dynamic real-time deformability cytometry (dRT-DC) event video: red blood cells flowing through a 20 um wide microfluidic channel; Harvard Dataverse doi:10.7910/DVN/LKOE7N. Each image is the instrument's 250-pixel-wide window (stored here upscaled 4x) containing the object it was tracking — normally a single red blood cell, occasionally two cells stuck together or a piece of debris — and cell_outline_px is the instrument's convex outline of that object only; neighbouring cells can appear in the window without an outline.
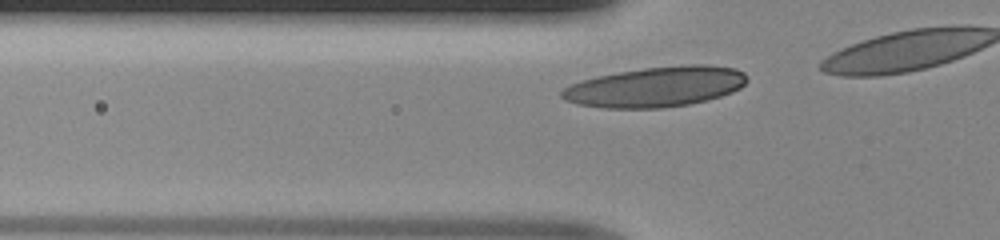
{"species": "human", "species_latin": "Homo sapiens", "temperature_condition": "room temperature", "stored_images_in_passage": 7, "camera_frame_rate_fps": 3000, "um_per_image_px": 0.085, "donor": {"sex": "male"}, "frame": {"image": 1, "passage_image": 2, "time_ms": 0.333, "image_size_px": [1000, 240], "cell_outline_px": [[748, 80], [740, 88], [732, 92], [708, 100], [688, 104], [660, 108], [604, 108], [576, 104], [564, 100], [560, 96], [560, 92], [564, 88], [580, 80], [596, 76], [644, 68], [692, 64], [704, 64], [736, 68], [744, 72], [748, 76]], "centroid_in_image_um": [55.74, 7.38], "position_along_channel_um": 70.1, "area_um2": 43.52}}
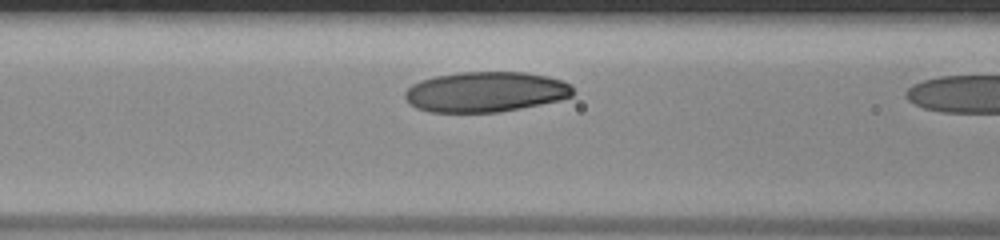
{"frame": {"image": 2, "passage_image": 6, "time_ms": 1.667, "image_size_px": [1000, 240], "cell_outline_px": [[576, 92], [572, 96], [560, 100], [500, 112], [428, 112], [416, 108], [408, 104], [404, 96], [404, 92], [412, 84], [420, 80], [436, 76], [456, 72], [524, 72], [548, 76], [560, 80], [568, 84]], "centroid_in_image_um": [41.24, 7.81], "position_along_channel_um": 125.4, "area_um2": 39.65}}